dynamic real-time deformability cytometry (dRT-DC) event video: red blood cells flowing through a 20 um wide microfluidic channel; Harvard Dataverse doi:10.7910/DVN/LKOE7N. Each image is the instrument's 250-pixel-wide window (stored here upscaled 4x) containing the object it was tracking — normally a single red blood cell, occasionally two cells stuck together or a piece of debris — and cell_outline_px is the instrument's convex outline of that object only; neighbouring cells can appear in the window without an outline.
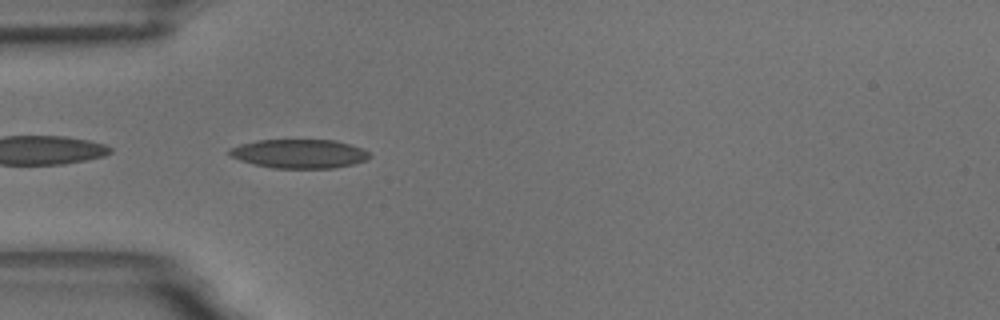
{"species": "common noctule bat (a hibernating species)", "species_latin": "Nyctalus noctula", "temperature_condition": "room temperature", "stored_images_in_passage": 18, "camera_frame_rate_fps": 3000, "um_per_image_px": 0.085, "animal": {"sex": "male", "body_mass_g": 18.8}, "frame": {"image": 1, "passage_image": 1, "time_ms": 0.0, "image_size_px": [1000, 320], "cell_outline_px": [[372, 156], [368, 160], [352, 164], [332, 168], [272, 168], [252, 164], [240, 160], [232, 156], [228, 152], [228, 148], [240, 144], [256, 140], [336, 140], [364, 148]], "centroid_in_image_um": [25.45, 13.06], "position_along_channel_um": 59.6, "area_um2": 23.81}}